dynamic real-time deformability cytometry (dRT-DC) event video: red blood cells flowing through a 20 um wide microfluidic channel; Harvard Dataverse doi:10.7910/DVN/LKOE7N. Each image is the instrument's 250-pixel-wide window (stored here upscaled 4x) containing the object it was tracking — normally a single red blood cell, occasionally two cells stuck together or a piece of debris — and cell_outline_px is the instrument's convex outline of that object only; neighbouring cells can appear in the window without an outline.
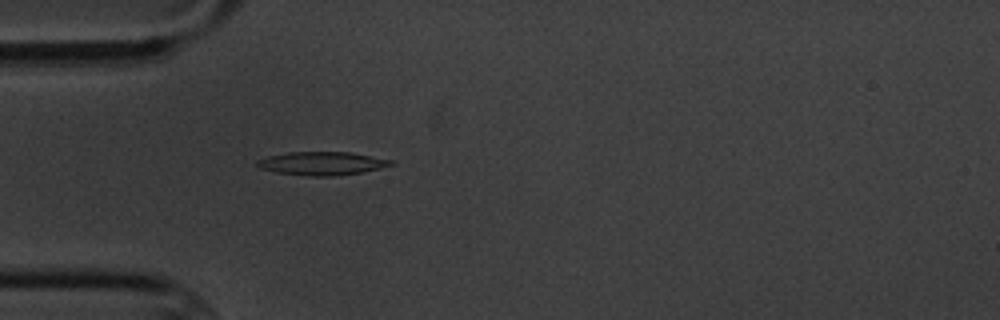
{"species": "common noctule bat (a hibernating species)", "species_latin": "Nyctalus noctula", "temperature_condition": "cold", "stored_images_in_passage": 2, "camera_frame_rate_fps": 3000, "um_per_image_px": 0.085, "animal": {"sex": "male", "body_mass_g": 20.1, "forearm_length_mm": 53.5}, "frame": {"image": 1, "passage_image": 2, "time_ms": 2.333, "image_size_px": [1000, 320], "cell_outline_px": [[396, 164], [360, 172], [336, 176], [312, 176], [276, 172], [260, 168], [256, 164], [256, 160], [268, 156], [288, 152], [352, 152], [392, 160]], "centroid_in_image_um": [27.36, 13.88], "position_along_channel_um": 57.6, "area_um2": 18.09}}